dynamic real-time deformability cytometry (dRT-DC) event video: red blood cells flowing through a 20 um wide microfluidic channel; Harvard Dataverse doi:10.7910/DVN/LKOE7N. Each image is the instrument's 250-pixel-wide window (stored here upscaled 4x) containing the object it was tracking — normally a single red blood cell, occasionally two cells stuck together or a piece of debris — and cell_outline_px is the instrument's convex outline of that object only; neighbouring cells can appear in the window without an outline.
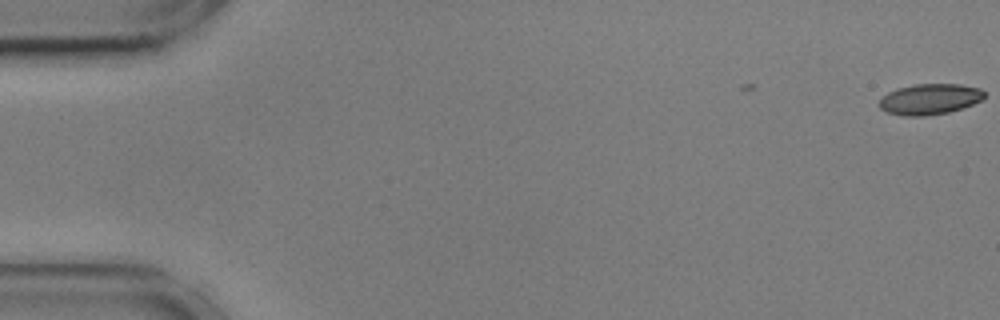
{"species": "common noctule bat (a hibernating species)", "species_latin": "Nyctalus noctula", "temperature_condition": "cold", "stored_images_in_passage": 8, "camera_frame_rate_fps": 3000, "um_per_image_px": 0.085, "animal": {"sex": "male", "body_mass_g": 17.9, "forearm_length_mm": 54.2}, "frame": {"image": 1, "passage_image": 1, "time_ms": 0.0, "image_size_px": [1000, 320], "cell_outline_px": [[984, 96], [980, 100], [972, 104], [948, 112], [924, 116], [904, 116], [888, 112], [880, 108], [880, 100], [888, 92], [896, 88], [916, 84], [960, 84], [980, 88], [984, 92]], "centroid_in_image_um": [79.01, 8.42], "position_along_channel_um": 6.0, "area_um2": 18.61}}